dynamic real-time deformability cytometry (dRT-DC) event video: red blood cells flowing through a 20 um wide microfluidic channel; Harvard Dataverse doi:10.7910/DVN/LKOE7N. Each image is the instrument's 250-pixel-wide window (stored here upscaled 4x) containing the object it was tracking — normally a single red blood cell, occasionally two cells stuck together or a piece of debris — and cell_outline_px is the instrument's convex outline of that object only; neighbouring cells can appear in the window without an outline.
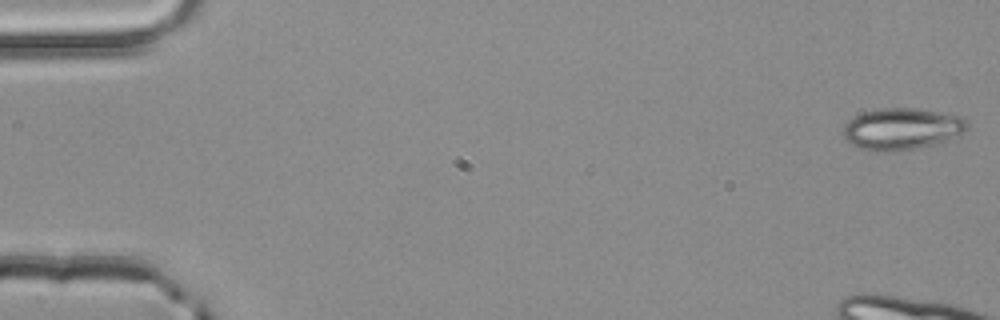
{"species": "common noctule bat (a hibernating species)", "species_latin": "Nyctalus noctula", "temperature_condition": "room temperature", "stored_images_in_passage": 10, "camera_frame_rate_fps": 3000, "um_per_image_px": 0.085, "animal": {"sex": "male", "body_mass_g": 20.4}, "frame": {"image": 1, "passage_image": 1, "time_ms": 0.0, "image_size_px": [1000, 320], "cell_outline_px": [[968, 128], [944, 140], [920, 148], [888, 152], [876, 152], [860, 148], [852, 144], [844, 136], [844, 124], [848, 120], [864, 112], [880, 108], [916, 108], [940, 112], [960, 116], [968, 124]], "centroid_in_image_um": [76.6, 10.95], "position_along_channel_um": 8.4, "area_um2": 29.71}}